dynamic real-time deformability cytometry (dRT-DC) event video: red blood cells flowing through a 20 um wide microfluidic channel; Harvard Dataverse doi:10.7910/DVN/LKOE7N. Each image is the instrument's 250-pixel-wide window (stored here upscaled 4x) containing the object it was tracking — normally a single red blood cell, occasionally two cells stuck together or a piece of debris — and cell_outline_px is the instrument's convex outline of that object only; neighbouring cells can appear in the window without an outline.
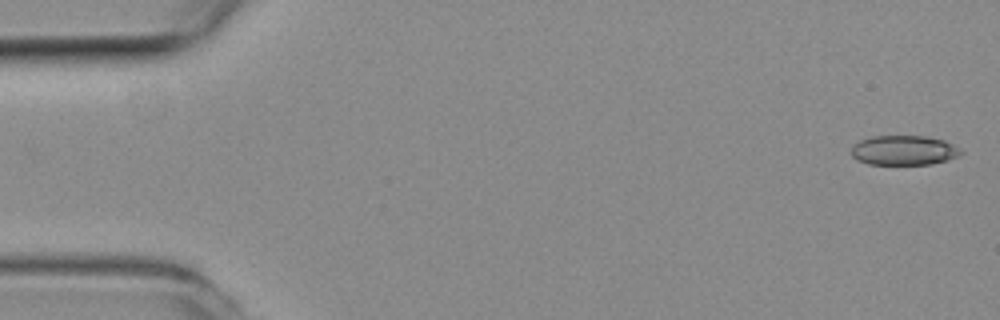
{"species": "common noctule bat (a hibernating species)", "species_latin": "Nyctalus noctula", "temperature_condition": "room temperature", "stored_images_in_passage": 51, "camera_frame_rate_fps": 3000, "um_per_image_px": 0.085, "animal": {"sex": "female", "body_mass_g": 19.3, "forearm_length_mm": 54.1}, "frame": {"image": 1, "passage_image": 1, "time_ms": 0.0, "image_size_px": [1000, 320], "cell_outline_px": [[964, 152], [948, 160], [932, 164], [868, 164], [856, 160], [852, 156], [852, 144], [860, 140], [872, 136], [924, 136], [944, 140], [960, 148]], "centroid_in_image_um": [76.81, 12.77], "position_along_channel_um": 8.2, "area_um2": 19.02}}
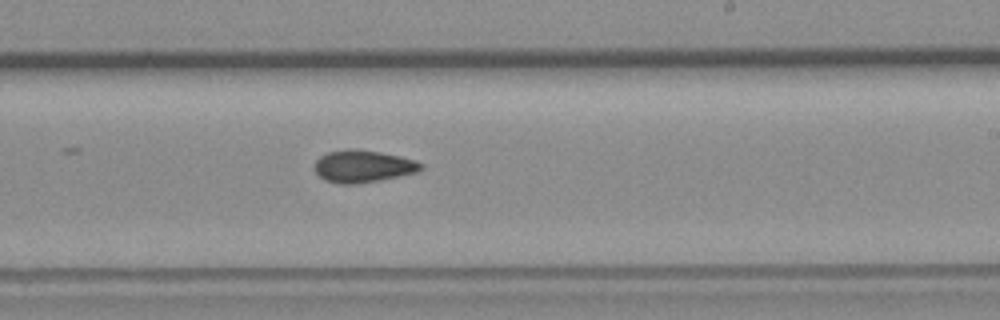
{"frame": {"image": 2, "passage_image": 30, "time_ms": 9.667, "image_size_px": [1000, 320], "cell_outline_px": [[424, 168], [416, 172], [400, 176], [380, 180], [356, 184], [340, 184], [324, 180], [312, 168], [316, 160], [320, 156], [328, 152], [352, 148], [356, 148], [380, 152], [400, 156], [416, 160], [424, 164]], "centroid_in_image_um": [30.85, 14.13], "position_along_channel_um": 258.1, "area_um2": 20.23}}
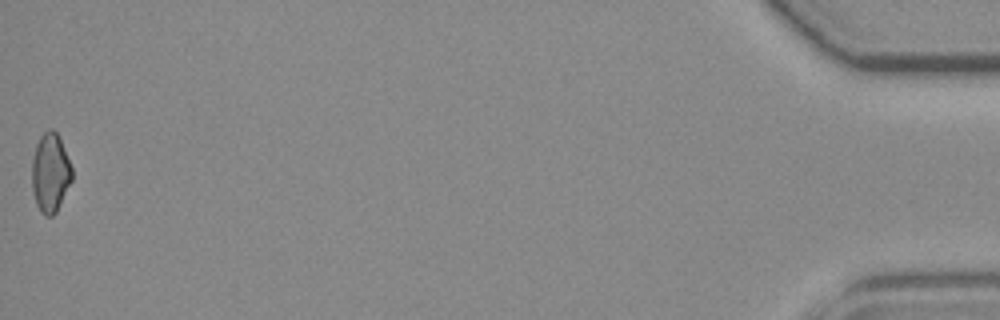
{"frame": {"image": 3, "passage_image": 51, "time_ms": 16.667, "image_size_px": [1000, 320], "cell_outline_px": [[72, 180], [56, 212], [52, 216], [44, 216], [40, 212], [36, 204], [32, 192], [32, 160], [36, 144], [40, 136], [48, 128], [52, 128], [56, 132], [60, 140], [72, 168]], "centroid_in_image_um": [4.26, 14.7], "position_along_channel_um": 430.9, "area_um2": 18.44}, "authors_computed_cell_mechanics": {"area_um2": 19.4786, "velocity_mm_per_s": 3.9878, "shape_relaxation_time_tau1_ms": null, "shape_relaxation_time_tau2_ms": 4.3073, "deformation_change_tau1": null, "deformation_change_tau2": 0.1043}}